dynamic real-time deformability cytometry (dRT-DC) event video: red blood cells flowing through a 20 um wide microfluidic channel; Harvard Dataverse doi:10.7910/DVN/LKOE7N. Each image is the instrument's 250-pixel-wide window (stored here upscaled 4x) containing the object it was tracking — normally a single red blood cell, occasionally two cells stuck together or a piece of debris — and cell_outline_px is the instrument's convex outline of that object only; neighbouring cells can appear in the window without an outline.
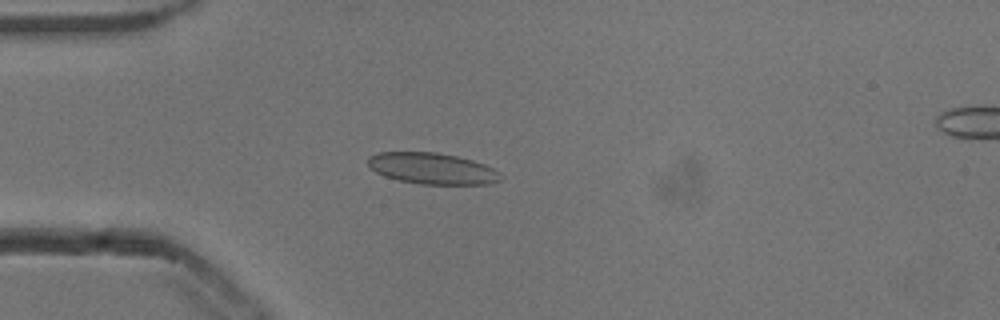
{"species": "common noctule bat (a hibernating species)", "species_latin": "Nyctalus noctula", "temperature_condition": "cold", "stored_images_in_passage": 40, "camera_frame_rate_fps": 3000, "um_per_image_px": 0.085, "animal": {"sex": "male", "body_mass_g": 13.3}, "frame": {"image": 1, "passage_image": 1, "time_ms": 0.0, "image_size_px": [1000, 320], "cell_outline_px": [[504, 176], [500, 180], [488, 184], [420, 184], [400, 180], [384, 176], [376, 172], [368, 164], [368, 156], [376, 152], [436, 152], [456, 156], [472, 160], [484, 164], [500, 172]], "centroid_in_image_um": [36.74, 14.32], "position_along_channel_um": 48.3, "area_um2": 24.16}}
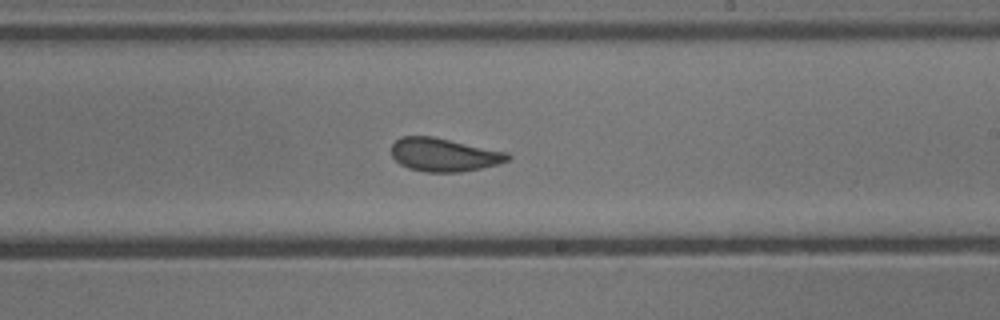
{"frame": {"image": 2, "passage_image": 18, "time_ms": 5.667, "image_size_px": [1000, 320], "cell_outline_px": [[512, 156], [508, 160], [500, 164], [460, 172], [424, 172], [408, 168], [400, 164], [392, 156], [392, 144], [400, 136], [432, 136], [508, 152]], "centroid_in_image_um": [37.74, 13.15], "position_along_channel_um": 251.3, "area_um2": 22.66}}
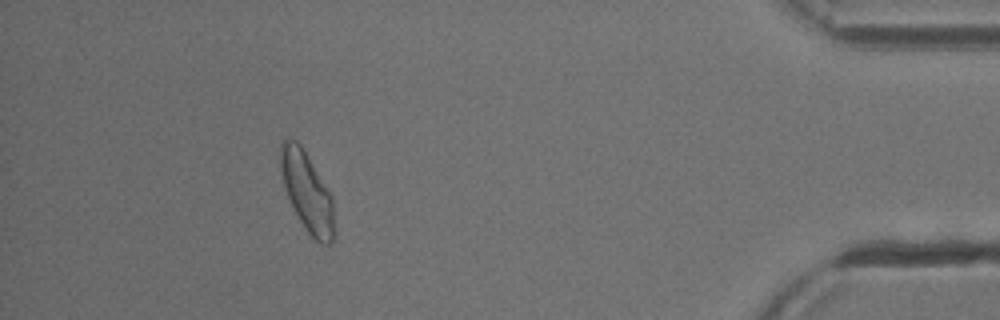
{"frame": {"image": 3, "passage_image": 35, "time_ms": 11.333, "image_size_px": [1000, 320], "cell_outline_px": [[332, 240], [328, 244], [320, 244], [308, 232], [300, 220], [288, 196], [280, 172], [280, 144], [288, 136], [296, 140], [300, 144], [332, 196]], "centroid_in_image_um": [26.05, 16.23], "position_along_channel_um": 409.1, "area_um2": 23.99}, "authors_computed_cell_mechanics": {"area_um2": 22.8021, "velocity_mm_per_s": 3.8119, "shape_relaxation_time_tau1_ms": 10.3987, "shape_relaxation_time_tau2_ms": 1.3158, "deformation_change_tau1": 0.1917, "deformation_change_tau2": 0.0855}}